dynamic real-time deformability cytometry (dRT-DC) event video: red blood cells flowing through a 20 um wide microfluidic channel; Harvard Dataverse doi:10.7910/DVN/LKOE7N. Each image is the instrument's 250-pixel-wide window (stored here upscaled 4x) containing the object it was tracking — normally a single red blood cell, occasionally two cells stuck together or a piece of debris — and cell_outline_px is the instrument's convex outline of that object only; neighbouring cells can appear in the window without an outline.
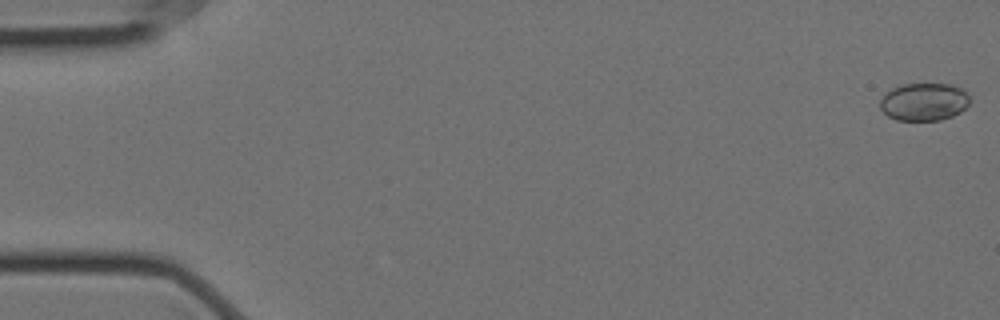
{"species": "Egyptian fruit bat (a non-hibernating species)", "species_latin": "Rousettus aegyptiacus", "temperature_condition": "cold", "stored_images_in_passage": 9, "camera_frame_rate_fps": 3000, "um_per_image_px": 0.085, "animal": {"sex": "female"}, "frame": {"image": 1, "passage_image": 1, "time_ms": 0.0, "image_size_px": [1000, 320], "cell_outline_px": [[968, 104], [960, 112], [952, 116], [940, 120], [896, 120], [888, 116], [880, 108], [880, 100], [892, 88], [904, 84], [952, 84], [968, 92]], "centroid_in_image_um": [78.54, 8.65], "position_along_channel_um": 6.5, "area_um2": 19.59}}